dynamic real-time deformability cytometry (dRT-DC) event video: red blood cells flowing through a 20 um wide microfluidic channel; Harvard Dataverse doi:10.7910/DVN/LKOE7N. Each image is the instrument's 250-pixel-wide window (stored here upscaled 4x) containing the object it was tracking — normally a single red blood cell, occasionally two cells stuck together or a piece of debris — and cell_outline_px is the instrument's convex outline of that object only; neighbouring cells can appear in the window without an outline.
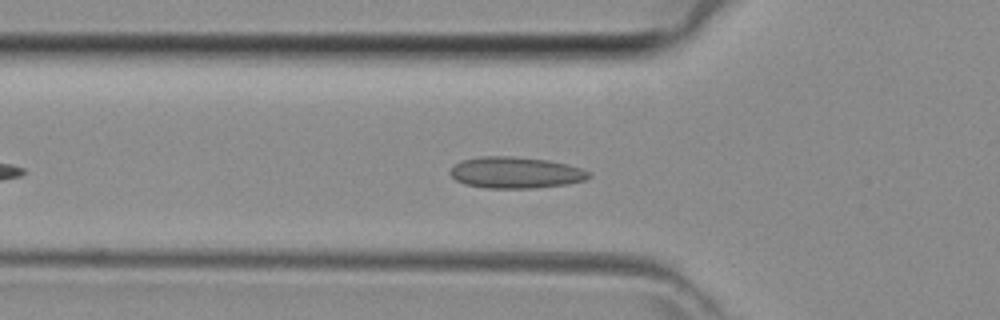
{"species": "common noctule bat (a hibernating species)", "species_latin": "Nyctalus noctula", "temperature_condition": "room temperature", "stored_images_in_passage": 29, "camera_frame_rate_fps": 3000, "um_per_image_px": 0.085, "animal": {"sex": "female", "body_mass_g": 29.2, "forearm_length_mm": 56.3}, "frame": {"image": 1, "passage_image": 7, "time_ms": 2.0, "image_size_px": [1000, 320], "cell_outline_px": [[592, 176], [584, 180], [568, 184], [536, 188], [488, 188], [464, 184], [456, 180], [448, 172], [460, 160], [480, 156], [512, 156], [548, 160], [568, 164], [592, 172]], "centroid_in_image_um": [43.84, 14.67], "position_along_channel_um": 82.0, "area_um2": 25.55}}
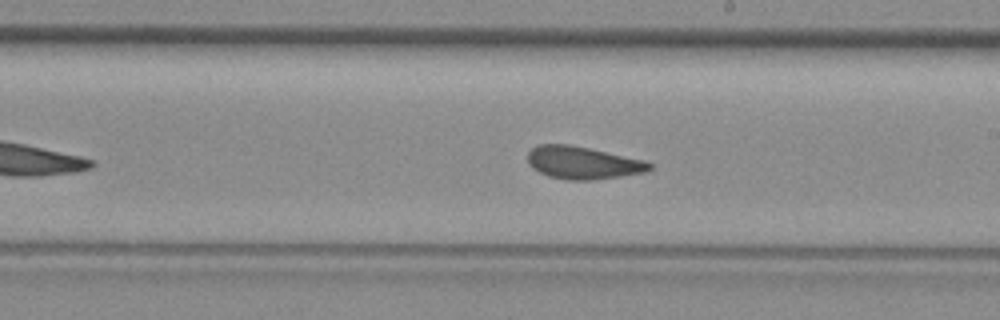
{"frame": {"image": 2, "passage_image": 17, "time_ms": 5.333, "image_size_px": [1000, 320], "cell_outline_px": [[652, 168], [648, 172], [592, 180], [564, 180], [548, 176], [532, 168], [528, 164], [528, 152], [532, 148], [540, 144], [568, 144], [648, 160], [652, 164]], "centroid_in_image_um": [49.57, 13.84], "position_along_channel_um": 239.4, "area_um2": 23.35}}
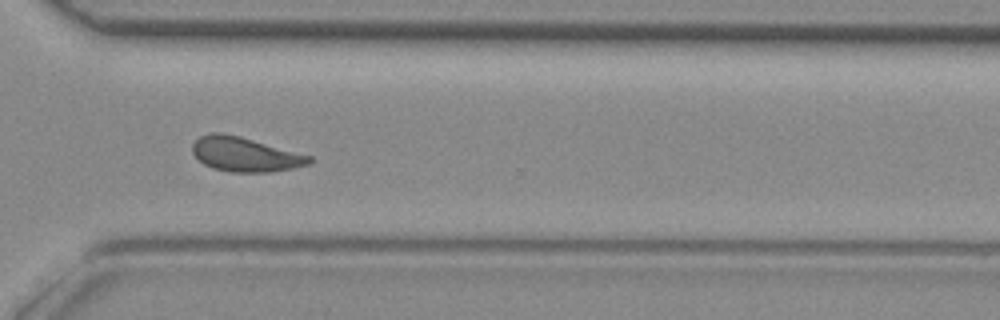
{"frame": {"image": 3, "passage_image": 24, "time_ms": 7.667, "image_size_px": [1000, 320], "cell_outline_px": [[312, 160], [308, 164], [292, 168], [272, 172], [232, 172], [212, 168], [204, 164], [192, 152], [192, 144], [200, 136], [212, 132], [220, 132], [240, 136], [312, 156]], "centroid_in_image_um": [20.82, 13.12], "position_along_channel_um": 349.8, "area_um2": 23.35}}